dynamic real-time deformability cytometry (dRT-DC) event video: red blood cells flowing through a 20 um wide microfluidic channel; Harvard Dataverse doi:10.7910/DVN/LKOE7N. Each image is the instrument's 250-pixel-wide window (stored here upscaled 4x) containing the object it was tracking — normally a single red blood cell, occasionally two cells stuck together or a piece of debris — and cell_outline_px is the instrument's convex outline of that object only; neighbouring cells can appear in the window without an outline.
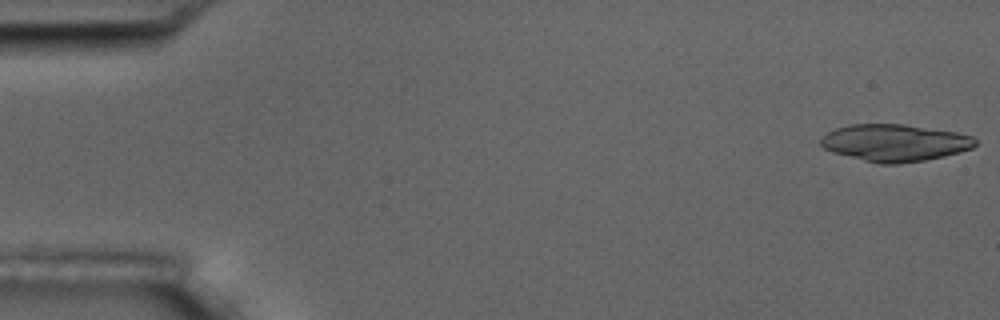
{"species": "common noctule bat (a hibernating species)", "species_latin": "Nyctalus noctula", "temperature_condition": "room temperature", "stored_images_in_passage": 19, "camera_frame_rate_fps": 3000, "um_per_image_px": 0.085, "animal": {"sex": "male", "body_mass_g": 17.5, "forearm_length_mm": 52.3}, "frame": {"image": 1, "passage_image": 1, "time_ms": 0.0, "image_size_px": [1000, 320], "cell_outline_px": [[976, 144], [972, 148], [944, 156], [924, 160], [900, 164], [880, 164], [832, 152], [824, 148], [820, 144], [820, 140], [828, 132], [836, 128], [852, 124], [904, 124], [956, 132], [972, 136], [976, 140]], "centroid_in_image_um": [76.05, 12.13], "position_along_channel_um": 8.9, "area_um2": 33.18}}